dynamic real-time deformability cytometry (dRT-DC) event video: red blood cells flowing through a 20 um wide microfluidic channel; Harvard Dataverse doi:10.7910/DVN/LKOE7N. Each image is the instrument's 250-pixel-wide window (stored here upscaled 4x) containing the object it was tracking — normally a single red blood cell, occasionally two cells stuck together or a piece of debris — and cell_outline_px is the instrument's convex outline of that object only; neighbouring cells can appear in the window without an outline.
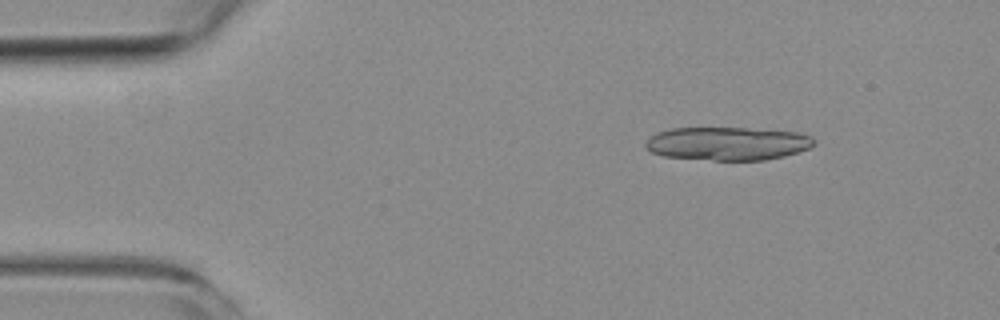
{"species": "common noctule bat (a hibernating species)", "species_latin": "Nyctalus noctula", "temperature_condition": "room temperature", "stored_images_in_passage": 4, "camera_frame_rate_fps": 3000, "um_per_image_px": 0.085, "animal": {"sex": "female", "body_mass_g": 19.3, "forearm_length_mm": 54.1}, "frame": {"image": 1, "passage_image": 2, "time_ms": 1.0, "image_size_px": [1000, 320], "cell_outline_px": [[816, 144], [808, 148], [784, 156], [764, 160], [712, 160], [664, 156], [652, 152], [644, 148], [644, 144], [656, 132], [672, 128], [748, 128], [800, 132], [812, 136]], "centroid_in_image_um": [61.85, 12.2], "position_along_channel_um": 23.1, "area_um2": 32.77}}